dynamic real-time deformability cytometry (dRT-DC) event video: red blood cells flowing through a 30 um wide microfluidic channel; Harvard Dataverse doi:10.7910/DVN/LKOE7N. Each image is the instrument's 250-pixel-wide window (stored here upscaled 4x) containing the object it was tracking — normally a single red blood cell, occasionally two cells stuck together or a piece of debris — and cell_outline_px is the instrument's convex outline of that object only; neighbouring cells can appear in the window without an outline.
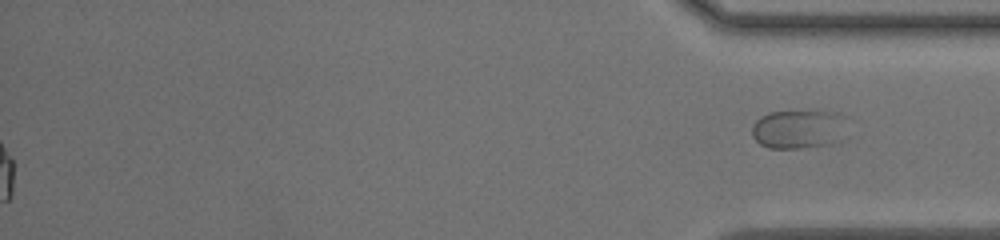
{"species": "common noctule bat (a hibernating species)", "species_latin": "Nyctalus noctula", "temperature_condition": "room temperature", "stored_images_in_passage": 52, "segment_of_instrument_passage": [2, 2], "camera_frame_rate_fps": 3000, "um_per_image_px": 0.085, "animal": {"sex": "female", "body_mass_g": 20.0, "forearm_length_mm": 54.0}, "frame": {"image": 1, "passage_image": 52, "time_ms": 17.0, "image_size_px": [1000, 240], "cell_outline_px": [[848, 116], [832, 140], [828, 144], [796, 148], [768, 148], [760, 144], [752, 136], [752, 124], [760, 116], [768, 112], [836, 112]], "centroid_in_image_um": [67.72, 10.96], "position_along_channel_um": 367.5, "area_um2": 20.69}}